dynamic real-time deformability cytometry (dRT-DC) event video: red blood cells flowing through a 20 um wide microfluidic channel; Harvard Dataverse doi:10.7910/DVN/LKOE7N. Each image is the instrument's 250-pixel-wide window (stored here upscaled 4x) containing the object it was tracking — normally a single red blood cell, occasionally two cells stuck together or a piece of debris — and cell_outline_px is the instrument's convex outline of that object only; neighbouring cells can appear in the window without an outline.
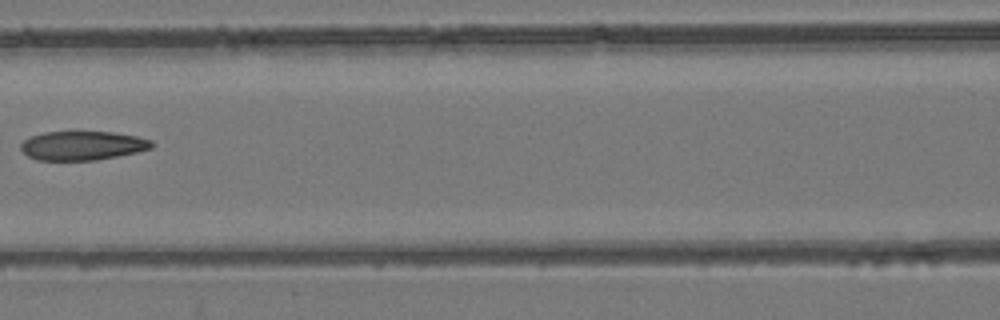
{"species": "common noctule bat (a hibernating species)", "species_latin": "Nyctalus noctula", "temperature_condition": "room temperature", "stored_images_in_passage": 7, "camera_frame_rate_fps": 3000, "um_per_image_px": 0.085, "animal": {"sex": "female", "body_mass_g": 24.6, "forearm_length_mm": 56.2}, "frame": {"image": 1, "passage_image": 7, "time_ms": 7.0, "image_size_px": [1000, 320], "cell_outline_px": [[156, 144], [152, 148], [136, 152], [96, 160], [36, 160], [28, 156], [20, 148], [20, 144], [24, 140], [32, 136], [44, 132], [112, 132], [136, 136], [152, 140]], "centroid_in_image_um": [7.02, 12.37], "position_along_channel_um": 159.6, "area_um2": 22.08}}